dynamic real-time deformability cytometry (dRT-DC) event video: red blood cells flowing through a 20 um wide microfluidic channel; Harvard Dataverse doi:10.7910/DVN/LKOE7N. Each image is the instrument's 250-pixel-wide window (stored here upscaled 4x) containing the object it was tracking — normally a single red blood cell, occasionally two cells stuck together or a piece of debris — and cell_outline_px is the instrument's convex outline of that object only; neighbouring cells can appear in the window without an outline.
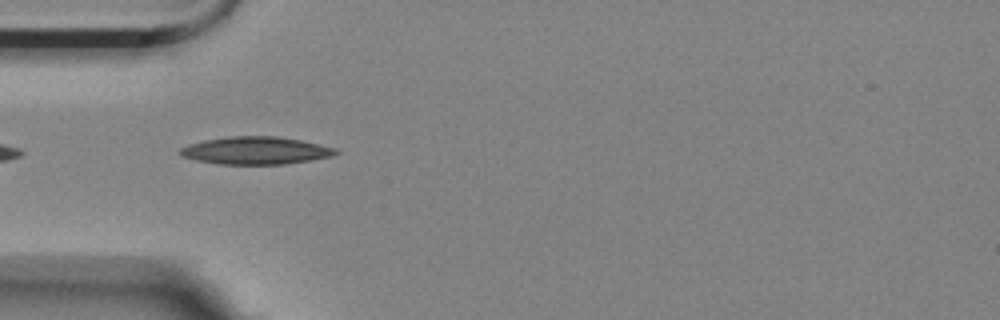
{"species": "Egyptian fruit bat (a non-hibernating species)", "species_latin": "Rousettus aegyptiacus", "temperature_condition": "room temperature", "stored_images_in_passage": 1, "camera_frame_rate_fps": 3000, "um_per_image_px": 0.085, "animal": {"sex": "female"}, "frame": {"image": 1, "passage_image": 1, "time_ms": 0.0, "image_size_px": [1000, 320], "cell_outline_px": [[340, 152], [332, 156], [312, 160], [288, 164], [220, 164], [196, 160], [184, 156], [180, 152], [180, 148], [188, 144], [204, 140], [228, 136], [276, 136], [300, 140], [336, 148]], "centroid_in_image_um": [21.76, 12.79], "position_along_channel_um": 63.2, "area_um2": 24.97}}